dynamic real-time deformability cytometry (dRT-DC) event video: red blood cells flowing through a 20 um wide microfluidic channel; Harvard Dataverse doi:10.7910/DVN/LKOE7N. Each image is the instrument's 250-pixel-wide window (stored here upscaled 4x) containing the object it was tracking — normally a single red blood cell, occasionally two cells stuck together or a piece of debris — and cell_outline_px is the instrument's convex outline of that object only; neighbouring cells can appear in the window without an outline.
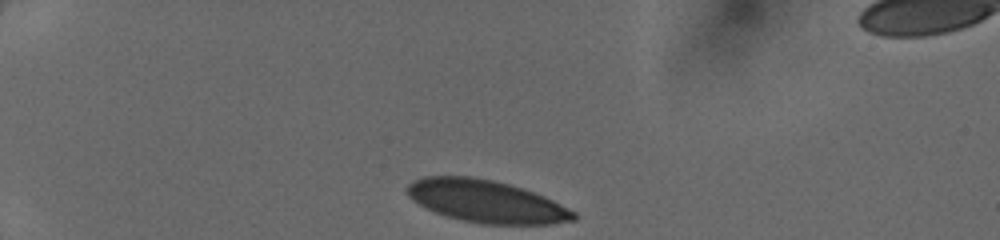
{"species": "human", "species_latin": "Homo sapiens", "temperature_condition": "cold", "stored_images_in_passage": 32, "camera_frame_rate_fps": 3000, "um_per_image_px": 0.085, "donor": {"sex": "female"}, "frame": {"image": 1, "passage_image": 1, "time_ms": 0.0, "image_size_px": [1000, 240], "cell_outline_px": [[576, 220], [552, 224], [480, 224], [460, 220], [436, 212], [412, 200], [408, 196], [408, 184], [424, 176], [472, 176], [492, 180], [508, 184], [544, 196], [576, 212]], "centroid_in_image_um": [41.34, 17.12], "position_along_channel_um": 43.7, "area_um2": 40.81}}
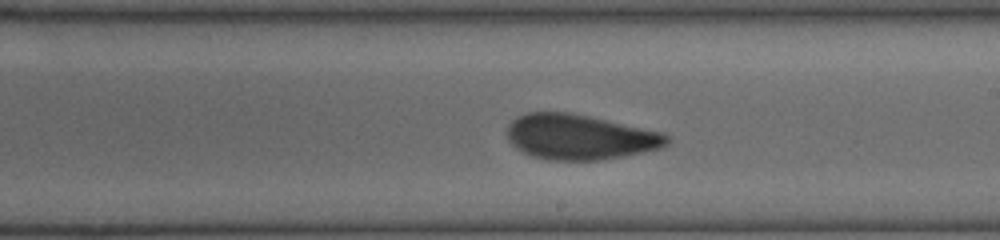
{"frame": {"image": 2, "passage_image": 19, "time_ms": 6.0, "image_size_px": [1000, 240], "cell_outline_px": [[672, 140], [668, 144], [660, 148], [600, 160], [548, 160], [532, 156], [516, 148], [508, 140], [508, 124], [516, 116], [528, 112], [572, 112], [660, 132], [668, 136]], "centroid_in_image_um": [49.24, 11.63], "position_along_channel_um": 239.8, "area_um2": 41.85}}
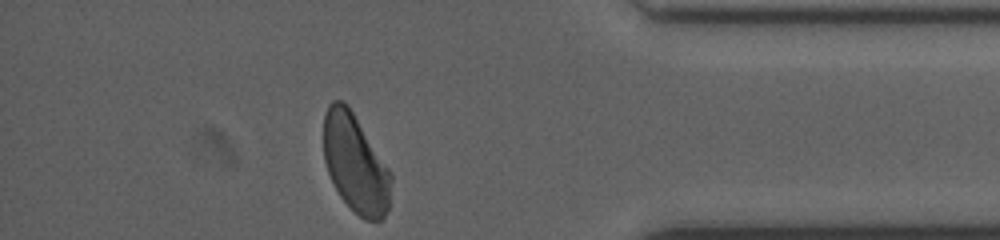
{"frame": {"image": 3, "passage_image": 32, "time_ms": 10.333, "image_size_px": [1000, 240], "cell_outline_px": [[392, 180], [388, 208], [384, 220], [364, 220], [340, 196], [328, 172], [324, 160], [324, 116], [328, 104], [332, 100], [340, 100], [348, 104], [392, 172]], "centroid_in_image_um": [30.23, 13.88], "position_along_channel_um": 405.0, "area_um2": 38.73}}